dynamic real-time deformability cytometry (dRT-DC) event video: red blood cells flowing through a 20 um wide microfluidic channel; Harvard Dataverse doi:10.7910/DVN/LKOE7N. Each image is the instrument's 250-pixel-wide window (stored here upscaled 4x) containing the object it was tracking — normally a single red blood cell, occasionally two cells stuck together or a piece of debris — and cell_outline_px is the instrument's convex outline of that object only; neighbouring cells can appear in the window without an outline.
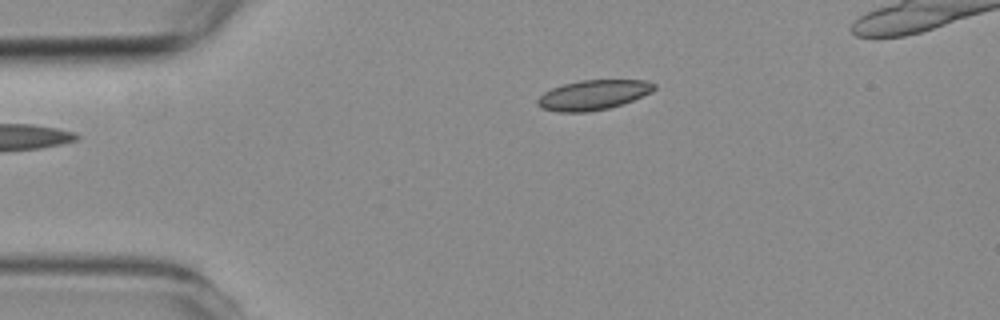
{"species": "common noctule bat (a hibernating species)", "species_latin": "Nyctalus noctula", "temperature_condition": "room temperature", "stored_images_in_passage": 3, "camera_frame_rate_fps": 3000, "um_per_image_px": 0.085, "animal": {"sex": "female", "body_mass_g": 19.3, "forearm_length_mm": 54.1}, "frame": {"image": 1, "passage_image": 3, "time_ms": 2.333, "image_size_px": [1000, 320], "cell_outline_px": [[656, 88], [652, 92], [632, 100], [608, 108], [588, 112], [556, 112], [540, 108], [536, 104], [536, 100], [544, 92], [552, 88], [564, 84], [580, 80], [644, 80], [656, 84]], "centroid_in_image_um": [50.39, 8.07], "position_along_channel_um": 34.6, "area_um2": 20.29}}